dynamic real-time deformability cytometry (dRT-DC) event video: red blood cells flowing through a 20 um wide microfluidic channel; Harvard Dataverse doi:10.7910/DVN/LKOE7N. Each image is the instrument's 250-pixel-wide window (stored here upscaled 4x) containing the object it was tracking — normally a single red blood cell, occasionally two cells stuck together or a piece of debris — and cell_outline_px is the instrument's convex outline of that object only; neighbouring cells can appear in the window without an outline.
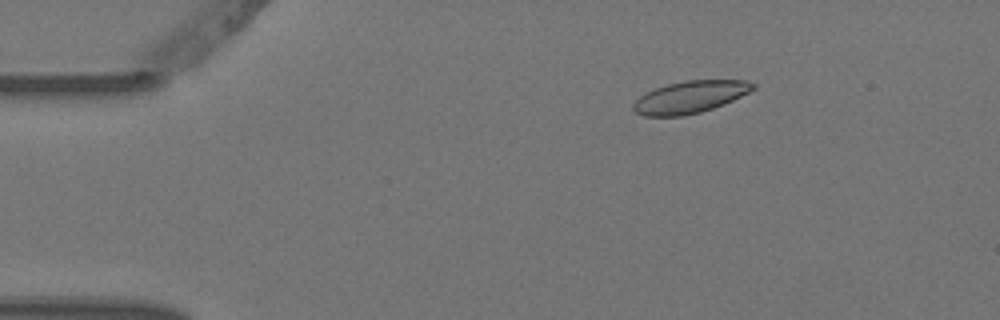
{"species": "Egyptian fruit bat (a non-hibernating species)", "species_latin": "Rousettus aegyptiacus", "temperature_condition": "warm", "stored_images_in_passage": 5, "camera_frame_rate_fps": 3000, "um_per_image_px": 0.085, "animal": {"sex": "female"}, "frame": {"image": 1, "passage_image": 2, "time_ms": 0.333, "image_size_px": [1000, 320], "cell_outline_px": [[756, 88], [724, 104], [700, 112], [684, 116], [644, 116], [636, 112], [632, 108], [632, 104], [640, 96], [656, 88], [668, 84], [684, 80], [748, 80], [756, 84]], "centroid_in_image_um": [58.66, 8.24], "position_along_channel_um": 26.3, "area_um2": 22.31}}
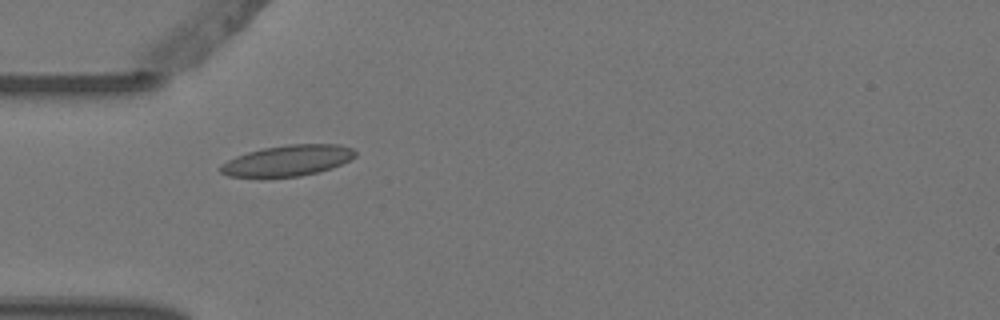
{"frame": {"image": 2, "passage_image": 4, "time_ms": 1.0, "image_size_px": [1000, 320], "cell_outline_px": [[356, 156], [332, 168], [300, 176], [264, 180], [260, 180], [228, 176], [220, 172], [216, 168], [220, 164], [236, 156], [248, 152], [264, 148], [288, 144], [340, 144], [352, 148], [356, 152]], "centroid_in_image_um": [24.35, 13.69], "position_along_channel_um": 60.7, "area_um2": 25.09}}
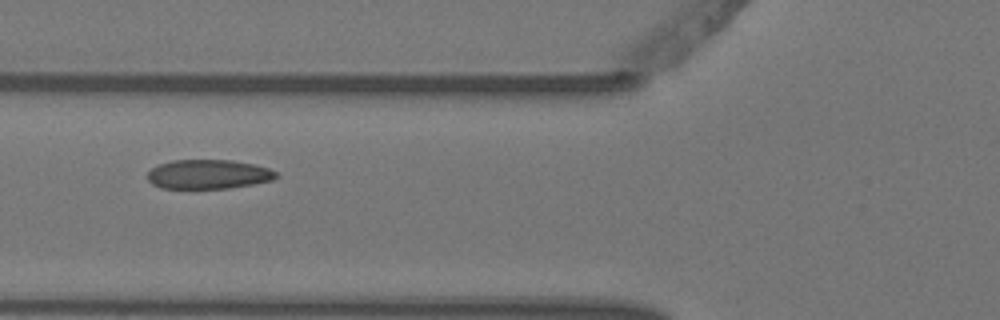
{"frame": {"image": 3, "passage_image": 5, "time_ms": 1.333, "image_size_px": [1000, 320], "cell_outline_px": [[276, 176], [272, 180], [252, 184], [228, 188], [160, 188], [152, 184], [148, 180], [148, 172], [152, 168], [160, 164], [172, 160], [232, 160], [252, 164], [268, 168], [276, 172]], "centroid_in_image_um": [17.67, 14.81], "position_along_channel_um": 108.1, "area_um2": 21.73}}